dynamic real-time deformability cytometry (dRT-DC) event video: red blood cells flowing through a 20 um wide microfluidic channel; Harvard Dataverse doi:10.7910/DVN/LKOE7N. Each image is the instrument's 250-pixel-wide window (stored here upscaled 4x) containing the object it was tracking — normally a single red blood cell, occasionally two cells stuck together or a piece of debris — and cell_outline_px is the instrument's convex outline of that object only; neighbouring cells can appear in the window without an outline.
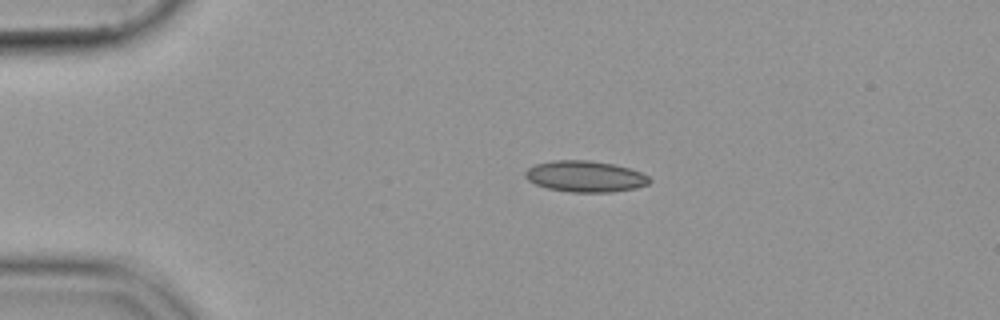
{"species": "common noctule bat (a hibernating species)", "species_latin": "Nyctalus noctula", "temperature_condition": "cold", "stored_images_in_passage": 44, "camera_frame_rate_fps": 3000, "um_per_image_px": 0.085, "animal": {"sex": "female", "body_mass_g": 19.9}, "frame": {"image": 1, "passage_image": 1, "time_ms": 0.0, "image_size_px": [1000, 320], "cell_outline_px": [[652, 180], [648, 184], [636, 188], [612, 192], [568, 192], [548, 188], [536, 184], [528, 180], [524, 176], [524, 172], [528, 168], [536, 164], [552, 160], [588, 160], [612, 164], [628, 168], [640, 172], [648, 176]], "centroid_in_image_um": [49.73, 15.0], "position_along_channel_um": 35.3, "area_um2": 22.54}}
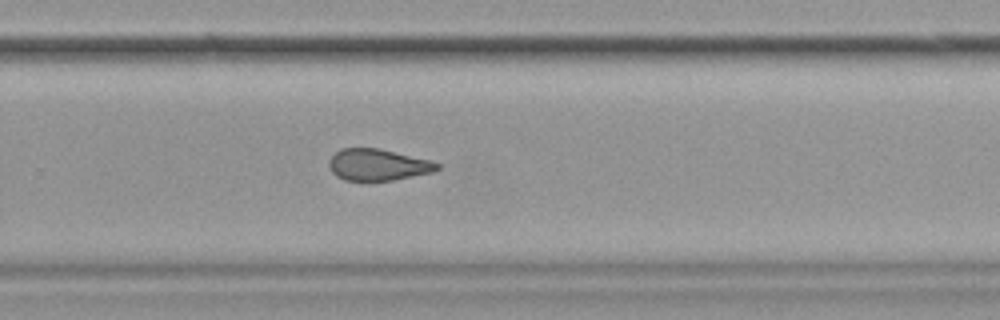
{"frame": {"image": 2, "passage_image": 26, "time_ms": 8.333, "image_size_px": [1000, 320], "cell_outline_px": [[440, 168], [432, 172], [392, 180], [368, 184], [344, 180], [336, 176], [332, 172], [328, 164], [328, 160], [340, 148], [380, 148], [432, 160], [440, 164]], "centroid_in_image_um": [32.09, 14.04], "position_along_channel_um": 297.7, "area_um2": 20.63}}
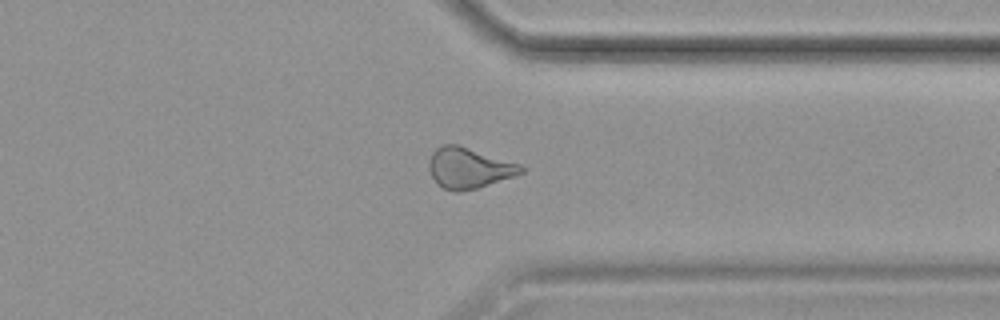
{"frame": {"image": 3, "passage_image": 32, "time_ms": 10.333, "image_size_px": [1000, 320], "cell_outline_px": [[524, 172], [516, 176], [476, 188], [456, 192], [444, 188], [436, 184], [428, 168], [428, 164], [432, 152], [436, 148], [444, 144], [460, 144], [520, 164], [524, 168]], "centroid_in_image_um": [39.85, 14.26], "position_along_channel_um": 371.5, "area_um2": 21.96}}